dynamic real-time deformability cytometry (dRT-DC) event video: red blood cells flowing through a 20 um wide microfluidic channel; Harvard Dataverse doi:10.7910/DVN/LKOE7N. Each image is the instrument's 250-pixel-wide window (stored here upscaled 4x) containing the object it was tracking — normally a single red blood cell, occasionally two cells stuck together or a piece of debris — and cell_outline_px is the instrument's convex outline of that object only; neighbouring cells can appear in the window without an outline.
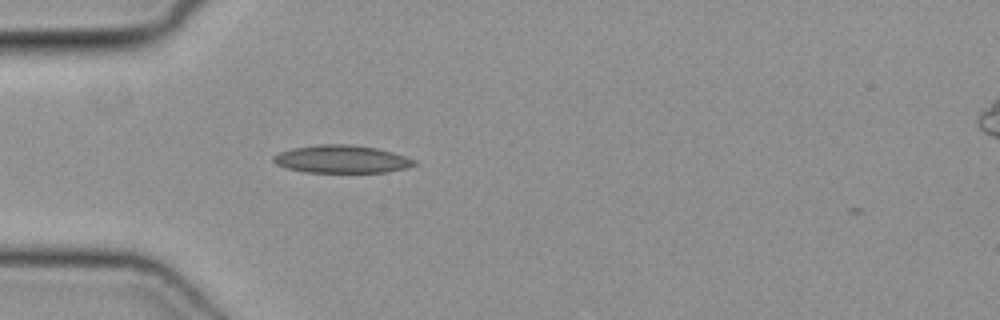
{"species": "common noctule bat (a hibernating species)", "species_latin": "Nyctalus noctula", "temperature_condition": "cold", "stored_images_in_passage": 2, "camera_frame_rate_fps": 3000, "um_per_image_px": 0.085, "animal": {"sex": "female", "body_mass_g": 19.3, "forearm_length_mm": 54.1}, "frame": {"image": 1, "passage_image": 1, "time_ms": 0.0, "image_size_px": [1000, 320], "cell_outline_px": [[420, 164], [408, 168], [388, 172], [304, 172], [288, 168], [276, 164], [272, 160], [272, 156], [280, 152], [292, 148], [320, 144], [348, 144], [376, 148], [392, 152], [416, 160]], "centroid_in_image_um": [29.07, 13.53], "position_along_channel_um": 55.9, "area_um2": 22.89}}